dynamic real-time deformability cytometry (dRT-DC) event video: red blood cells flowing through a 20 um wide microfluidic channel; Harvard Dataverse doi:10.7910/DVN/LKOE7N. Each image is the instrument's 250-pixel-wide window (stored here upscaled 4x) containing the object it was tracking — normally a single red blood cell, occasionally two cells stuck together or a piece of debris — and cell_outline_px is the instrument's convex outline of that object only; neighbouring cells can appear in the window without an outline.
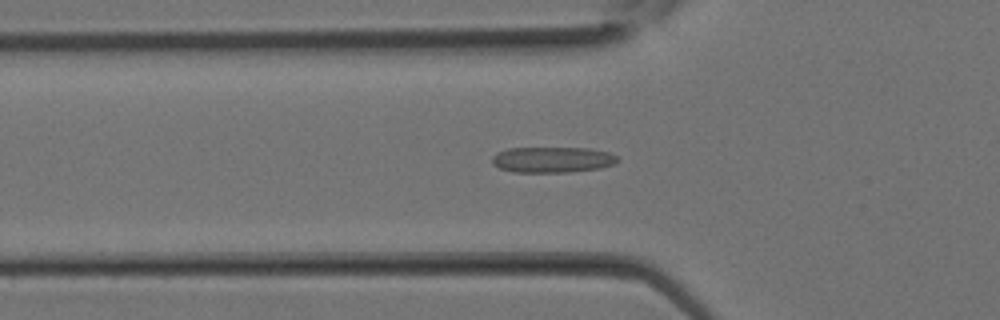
{"species": "Egyptian fruit bat (a non-hibernating species)", "species_latin": "Rousettus aegyptiacus", "temperature_condition": "room temperature", "stored_images_in_passage": 25, "segment_of_instrument_passage": [1, 2], "camera_frame_rate_fps": 3000, "um_per_image_px": 0.085, "animal": {"sex": "female"}, "frame": {"image": 1, "passage_image": 4, "time_ms": 1.0, "image_size_px": [1000, 320], "cell_outline_px": [[620, 160], [616, 164], [600, 168], [568, 172], [512, 172], [500, 168], [492, 164], [492, 156], [496, 152], [508, 148], [588, 148], [608, 152], [616, 156]], "centroid_in_image_um": [46.95, 13.57], "position_along_channel_um": 78.9, "area_um2": 18.96}}
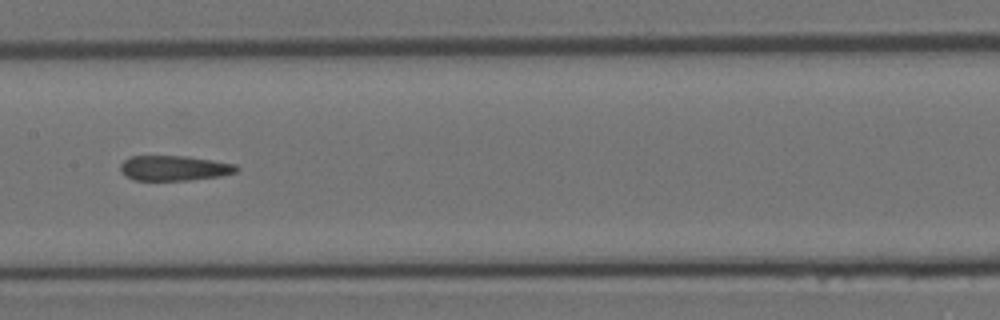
{"frame": {"image": 2, "passage_image": 9, "time_ms": 2.667, "image_size_px": [1000, 320], "cell_outline_px": [[240, 168], [236, 172], [220, 176], [188, 180], [132, 180], [120, 172], [120, 164], [124, 160], [132, 156], [188, 156], [236, 164]], "centroid_in_image_um": [14.8, 14.29], "position_along_channel_um": 192.6, "area_um2": 17.05}}
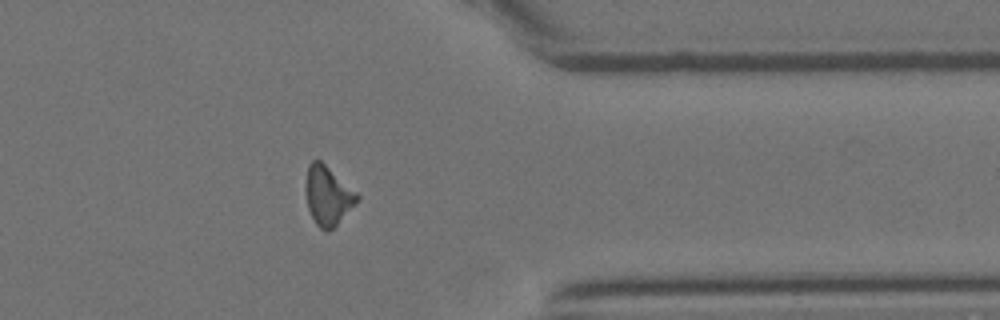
{"frame": {"image": 3, "passage_image": 18, "time_ms": 5.667, "image_size_px": [1000, 320], "cell_outline_px": [[360, 200], [328, 232], [324, 232], [316, 224], [308, 208], [304, 188], [308, 164], [312, 160], [320, 160], [356, 192], [360, 196]], "centroid_in_image_um": [27.84, 16.63], "position_along_channel_um": 383.6, "area_um2": 17.63}}